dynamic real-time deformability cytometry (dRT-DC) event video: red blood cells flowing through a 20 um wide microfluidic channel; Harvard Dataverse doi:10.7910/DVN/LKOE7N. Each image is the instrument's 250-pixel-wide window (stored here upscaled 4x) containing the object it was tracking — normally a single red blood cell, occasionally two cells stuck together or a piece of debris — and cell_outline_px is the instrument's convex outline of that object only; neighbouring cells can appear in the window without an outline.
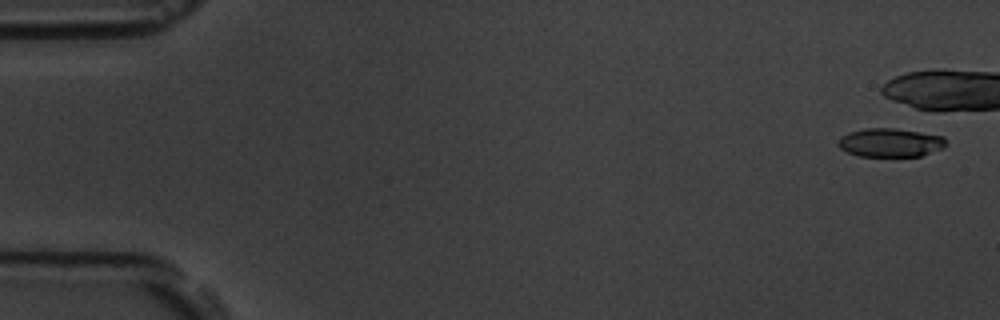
{"species": "common noctule bat (a hibernating species)", "species_latin": "Nyctalus noctula", "temperature_condition": "room temperature", "stored_images_in_passage": 11, "camera_frame_rate_fps": 3000, "um_per_image_px": 0.085, "animal": {"sex": "male", "body_mass_g": 19.5, "forearm_length_mm": 54.6}, "frame": {"image": 1, "passage_image": 1, "time_ms": 0.0, "image_size_px": [1000, 320], "cell_outline_px": [[948, 144], [944, 148], [920, 156], [860, 156], [848, 152], [840, 148], [836, 144], [840, 136], [848, 132], [864, 128], [892, 128], [920, 132], [944, 136], [948, 140]], "centroid_in_image_um": [75.69, 12.11], "position_along_channel_um": 9.3, "area_um2": 18.21}}